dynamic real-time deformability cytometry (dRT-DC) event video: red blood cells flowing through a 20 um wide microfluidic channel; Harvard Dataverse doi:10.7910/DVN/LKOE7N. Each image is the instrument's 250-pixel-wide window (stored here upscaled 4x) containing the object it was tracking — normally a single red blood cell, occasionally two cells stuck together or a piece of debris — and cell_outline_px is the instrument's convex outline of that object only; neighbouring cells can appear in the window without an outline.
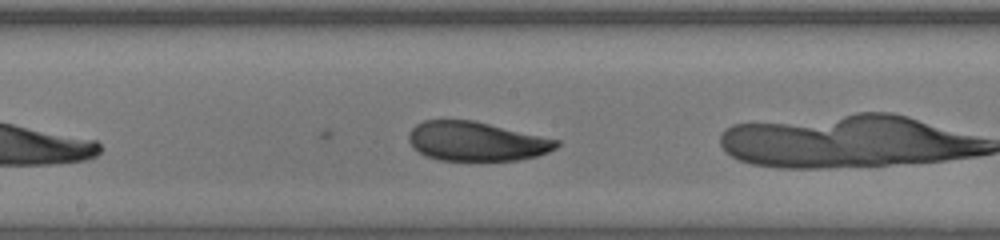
{"species": "human", "species_latin": "Homo sapiens", "temperature_condition": "warm", "stored_images_in_passage": 31, "camera_frame_rate_fps": 3000, "um_per_image_px": 0.085, "donor": {"sex": "female"}, "frame": {"image": 1, "passage_image": 14, "time_ms": 4.333, "image_size_px": [1000, 240], "cell_outline_px": [[560, 144], [556, 148], [548, 152], [536, 156], [520, 160], [440, 160], [424, 156], [408, 140], [408, 132], [416, 124], [424, 120], [472, 120], [560, 140]], "centroid_in_image_um": [40.49, 12.01], "position_along_channel_um": 207.7, "area_um2": 33.64}}
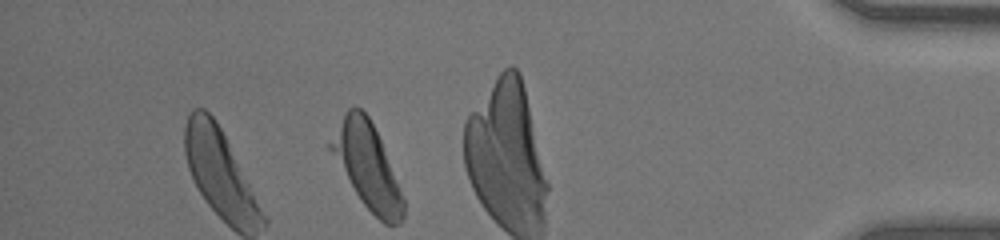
{"frame": {"image": 2, "passage_image": 31, "time_ms": 10.0, "image_size_px": [1000, 240], "cell_outline_px": [[404, 216], [400, 224], [384, 224], [360, 200], [324, 144], [344, 112], [348, 108], [360, 108], [368, 116], [380, 140], [404, 200]], "centroid_in_image_um": [31.14, 14.07], "position_along_channel_um": 404.1, "area_um2": 35.66}, "authors_computed_cell_mechanics": {"area_um2": 35.6626, "velocity_mm_per_s": 4.3355, "shape_relaxation_time_tau1_ms": 1.2007, "shape_relaxation_time_tau2_ms": 1.0889, "deformation_change_tau1": 0.2449, "deformation_change_tau2": 0.0803}}